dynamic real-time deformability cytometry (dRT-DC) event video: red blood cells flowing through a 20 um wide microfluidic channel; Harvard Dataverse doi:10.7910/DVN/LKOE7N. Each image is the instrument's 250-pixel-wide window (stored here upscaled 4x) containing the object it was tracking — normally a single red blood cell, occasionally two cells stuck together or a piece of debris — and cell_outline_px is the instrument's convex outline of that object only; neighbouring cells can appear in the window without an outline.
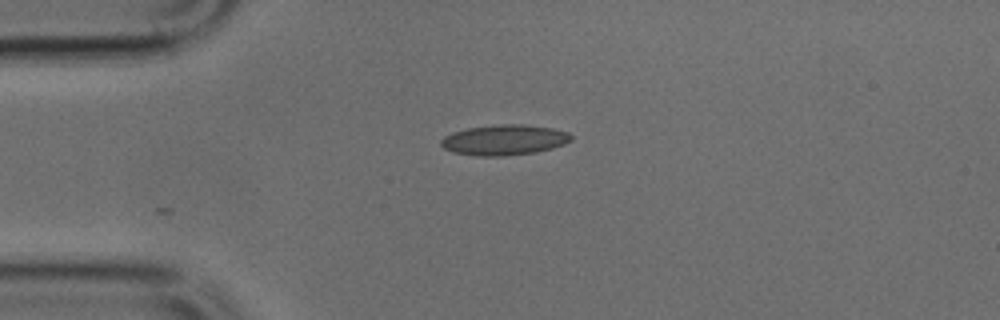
{"species": "common noctule bat (a hibernating species)", "species_latin": "Nyctalus noctula", "temperature_condition": "cold", "stored_images_in_passage": 12, "camera_frame_rate_fps": 3000, "um_per_image_px": 0.085, "animal": {"sex": "male", "body_mass_g": 17.9, "forearm_length_mm": 54.2}, "frame": {"image": 1, "passage_image": 1, "time_ms": 0.0, "image_size_px": [1000, 320], "cell_outline_px": [[572, 140], [564, 144], [552, 148], [536, 152], [504, 156], [476, 156], [452, 152], [444, 148], [440, 144], [440, 140], [444, 136], [452, 132], [468, 128], [500, 124], [524, 124], [552, 128], [568, 132], [572, 136]], "centroid_in_image_um": [42.85, 11.89], "position_along_channel_um": 42.1, "area_um2": 23.18}}